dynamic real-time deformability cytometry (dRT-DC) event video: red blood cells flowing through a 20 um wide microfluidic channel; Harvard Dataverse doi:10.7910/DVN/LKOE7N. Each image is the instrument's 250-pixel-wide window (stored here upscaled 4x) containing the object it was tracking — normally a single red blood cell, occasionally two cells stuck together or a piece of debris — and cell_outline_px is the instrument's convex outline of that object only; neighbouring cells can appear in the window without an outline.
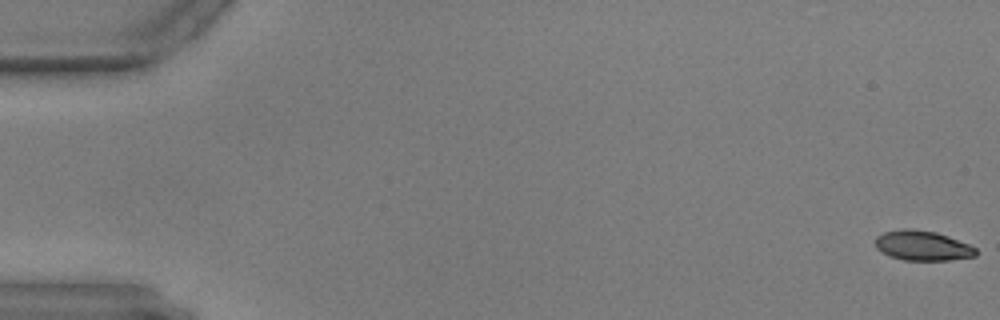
{"species": "common noctule bat (a hibernating species)", "species_latin": "Nyctalus noctula", "temperature_condition": "warm", "stored_images_in_passage": 59, "camera_frame_rate_fps": 3000, "um_per_image_px": 0.085, "animal": {"sex": "male", "body_mass_g": 17.9, "forearm_length_mm": 54.2}, "frame": {"image": 1, "passage_image": 1, "time_ms": 0.0, "image_size_px": [1000, 320], "cell_outline_px": [[976, 256], [948, 260], [904, 260], [888, 256], [880, 252], [876, 248], [876, 236], [884, 232], [904, 228], [912, 228], [936, 232], [948, 236], [968, 244], [976, 248]], "centroid_in_image_um": [78.38, 20.87], "position_along_channel_um": 6.6, "area_um2": 17.57}}
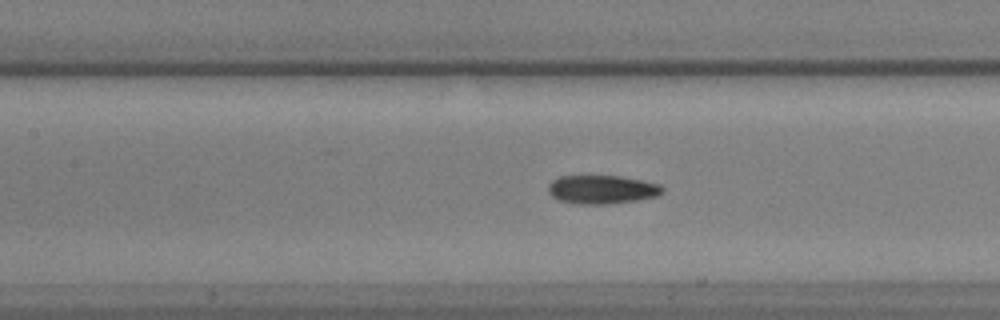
{"frame": {"image": 2, "passage_image": 27, "time_ms": 8.667, "image_size_px": [1000, 320], "cell_outline_px": [[664, 192], [656, 196], [636, 200], [608, 204], [576, 204], [560, 200], [552, 196], [548, 192], [548, 184], [552, 180], [560, 176], [620, 176], [660, 184], [664, 188]], "centroid_in_image_um": [51.15, 16.11], "position_along_channel_um": 156.2, "area_um2": 19.02}}
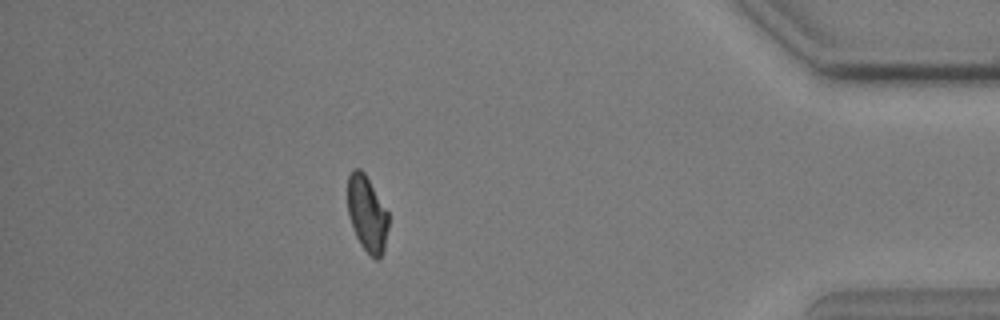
{"frame": {"image": 3, "passage_image": 52, "time_ms": 17.0, "image_size_px": [1000, 320], "cell_outline_px": [[388, 228], [384, 248], [380, 260], [376, 260], [368, 256], [360, 244], [352, 228], [348, 212], [348, 176], [352, 168], [360, 168], [364, 172], [388, 212]], "centroid_in_image_um": [31.2, 18.21], "position_along_channel_um": 404.0, "area_um2": 18.21}}